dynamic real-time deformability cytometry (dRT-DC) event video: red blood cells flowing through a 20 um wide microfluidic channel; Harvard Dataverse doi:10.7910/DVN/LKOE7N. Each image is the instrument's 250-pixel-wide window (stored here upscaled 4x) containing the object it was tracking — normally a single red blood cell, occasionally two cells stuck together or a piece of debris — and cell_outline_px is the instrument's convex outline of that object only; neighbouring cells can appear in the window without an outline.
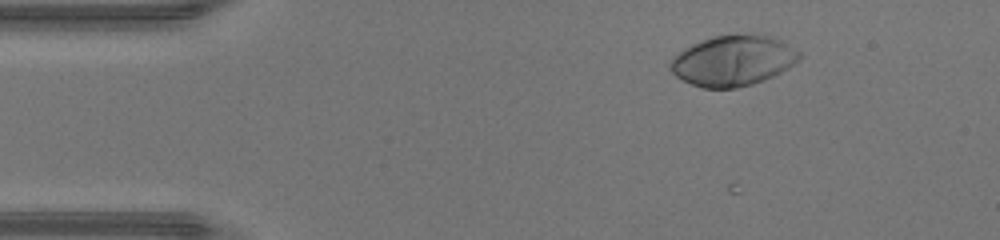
{"species": "human", "species_latin": "Homo sapiens", "temperature_condition": "warm", "stored_images_in_passage": 41, "camera_frame_rate_fps": 3000, "um_per_image_px": 0.085, "donor": {"sex": "male"}, "frame": {"image": 1, "passage_image": 1, "time_ms": 0.0, "image_size_px": [1000, 240], "cell_outline_px": [[800, 60], [788, 68], [764, 80], [752, 84], [736, 88], [704, 88], [692, 84], [676, 76], [672, 72], [668, 64], [672, 56], [684, 48], [692, 44], [712, 36], [752, 32], [756, 32], [780, 40], [800, 52]], "centroid_in_image_um": [62.29, 5.13], "position_along_channel_um": 22.7, "area_um2": 38.26}}
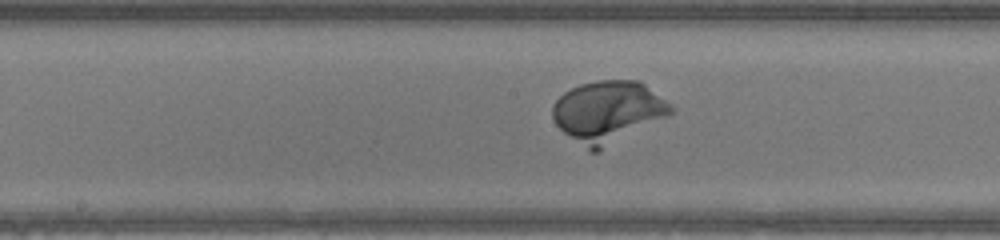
{"frame": {"image": 2, "passage_image": 18, "time_ms": 5.667, "image_size_px": [1000, 240], "cell_outline_px": [[676, 108], [672, 112], [600, 152], [588, 152], [564, 132], [556, 124], [552, 116], [552, 104], [564, 92], [580, 84], [596, 80], [640, 80], [672, 104]], "centroid_in_image_um": [51.66, 9.5], "position_along_channel_um": 196.5, "area_um2": 42.6}}
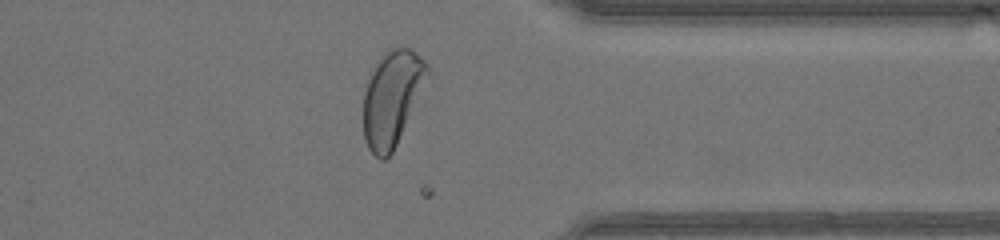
{"frame": {"image": 3, "passage_image": 31, "time_ms": 10.0, "image_size_px": [1000, 240], "cell_outline_px": [[428, 72], [396, 144], [392, 152], [384, 160], [380, 160], [368, 148], [364, 140], [364, 92], [372, 68], [380, 56], [388, 48], [412, 48], [428, 64]], "centroid_in_image_um": [33.26, 8.3], "position_along_channel_um": 378.1, "area_um2": 34.39}}